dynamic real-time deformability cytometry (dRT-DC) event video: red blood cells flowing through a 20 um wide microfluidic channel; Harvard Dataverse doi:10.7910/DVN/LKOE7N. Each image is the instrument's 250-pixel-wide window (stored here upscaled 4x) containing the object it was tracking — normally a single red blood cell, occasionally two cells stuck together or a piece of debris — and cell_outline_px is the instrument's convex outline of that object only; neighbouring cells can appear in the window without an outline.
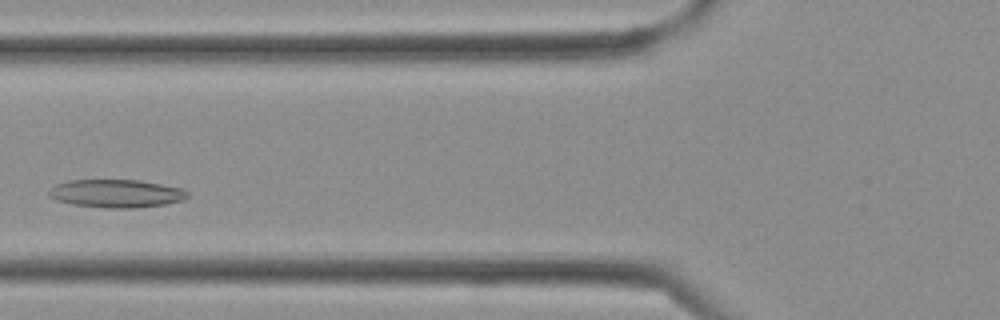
{"species": "Egyptian fruit bat (a non-hibernating species)", "species_latin": "Rousettus aegyptiacus", "temperature_condition": "cold", "stored_images_in_passage": 2, "camera_frame_rate_fps": 3000, "um_per_image_px": 0.085, "frame": {"image": 1, "passage_image": 2, "time_ms": 0.333, "image_size_px": [1000, 320], "cell_outline_px": [[188, 196], [184, 200], [164, 204], [136, 208], [108, 208], [72, 204], [56, 200], [48, 196], [48, 188], [56, 184], [68, 180], [136, 180], [160, 184], [180, 188], [188, 192]], "centroid_in_image_um": [9.83, 16.45], "position_along_channel_um": 116.0, "area_um2": 22.66}}